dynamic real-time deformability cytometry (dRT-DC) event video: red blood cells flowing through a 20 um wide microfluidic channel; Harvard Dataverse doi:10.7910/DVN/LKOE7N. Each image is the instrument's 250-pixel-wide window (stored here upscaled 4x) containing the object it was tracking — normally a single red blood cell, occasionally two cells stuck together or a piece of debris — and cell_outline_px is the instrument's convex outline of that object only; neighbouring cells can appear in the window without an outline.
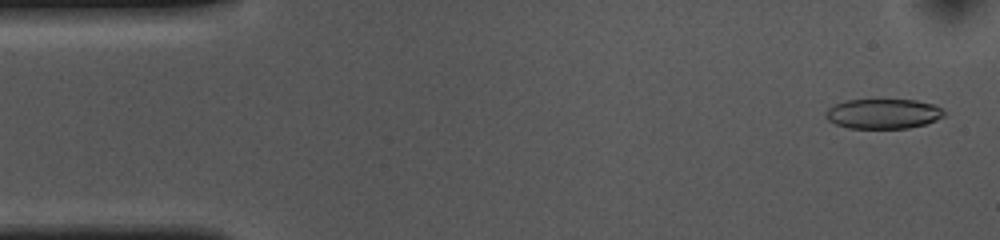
{"species": "common noctule bat (a hibernating species)", "species_latin": "Nyctalus noctula", "temperature_condition": "cold", "stored_images_in_passage": 53, "camera_frame_rate_fps": 3000, "um_per_image_px": 0.085, "animal": {"sex": "female", "body_mass_g": 10.0, "forearm_length_mm": 53.1}, "frame": {"image": 1, "passage_image": 2, "time_ms": 0.333, "image_size_px": [1000, 240], "cell_outline_px": [[944, 116], [936, 120], [924, 124], [908, 128], [848, 128], [836, 124], [828, 120], [824, 116], [824, 112], [828, 108], [844, 100], [916, 100], [936, 104], [944, 112]], "centroid_in_image_um": [75.05, 9.66], "position_along_channel_um": 9.9, "area_um2": 20.63}}
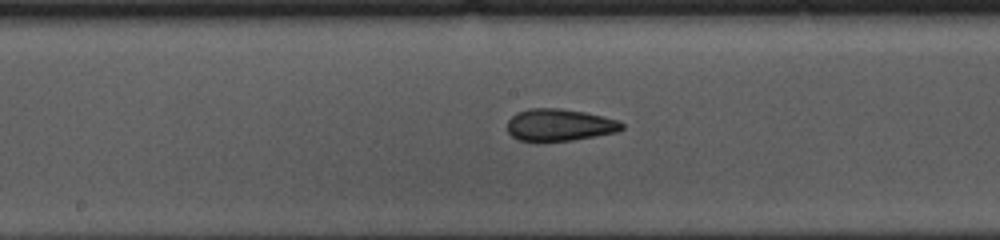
{"frame": {"image": 2, "passage_image": 26, "time_ms": 8.333, "image_size_px": [1000, 240], "cell_outline_px": [[624, 128], [616, 132], [596, 136], [572, 140], [540, 144], [536, 144], [516, 140], [508, 132], [508, 120], [516, 112], [528, 108], [560, 108], [584, 112], [604, 116], [620, 120], [624, 124]], "centroid_in_image_um": [47.52, 10.65], "position_along_channel_um": 200.7, "area_um2": 22.25}}
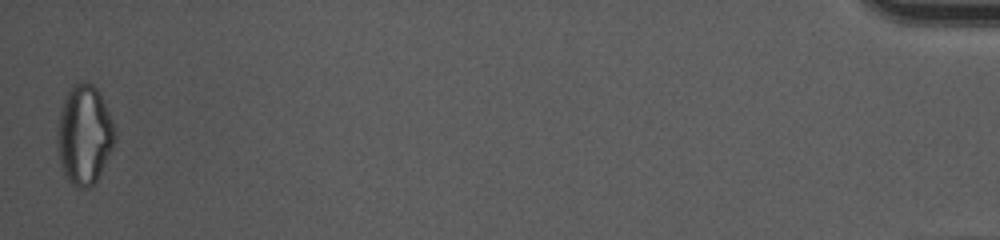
{"frame": {"image": 3, "passage_image": 53, "time_ms": 17.333, "image_size_px": [1000, 240], "cell_outline_px": [[116, 140], [96, 180], [88, 188], [76, 188], [68, 180], [60, 164], [56, 148], [56, 132], [60, 112], [68, 88], [72, 84], [84, 80], [92, 84], [96, 88], [112, 120], [116, 132]], "centroid_in_image_um": [7.13, 11.45], "position_along_channel_um": 428.1, "area_um2": 33.35}, "authors_computed_cell_mechanics": {"area_um2": 21.7906, "velocity_mm_per_s": 3.6282, "shape_relaxation_time_tau1_ms": null, "shape_relaxation_time_tau2_ms": 3.5141, "deformation_change_tau1": null, "deformation_change_tau2": 0.1171}}